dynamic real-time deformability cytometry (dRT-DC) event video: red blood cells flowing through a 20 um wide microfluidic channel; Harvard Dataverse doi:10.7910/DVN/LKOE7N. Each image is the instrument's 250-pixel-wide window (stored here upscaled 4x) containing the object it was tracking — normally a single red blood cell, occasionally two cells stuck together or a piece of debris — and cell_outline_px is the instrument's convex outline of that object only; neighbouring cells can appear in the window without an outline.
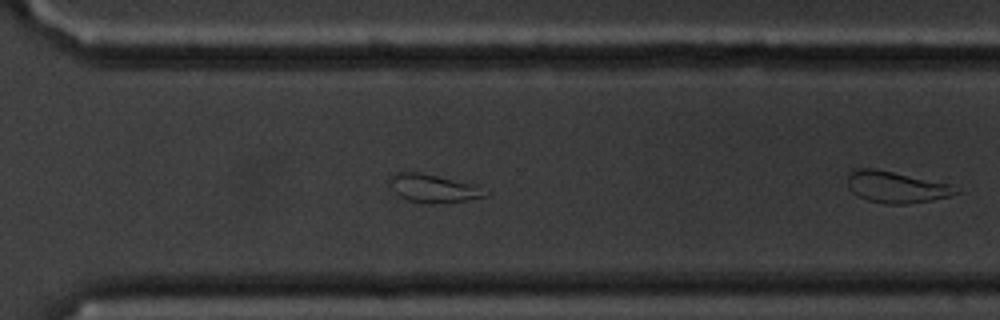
{"species": "common noctule bat (a hibernating species)", "species_latin": "Nyctalus noctula", "temperature_condition": "cold", "stored_images_in_passage": 25, "camera_frame_rate_fps": 3000, "um_per_image_px": 0.085, "animal": {"sex": "male", "body_mass_g": 20.1, "forearm_length_mm": 53.5}, "frame": {"image": 1, "passage_image": 25, "time_ms": 8.0, "image_size_px": [1000, 320], "cell_outline_px": [[960, 192], [948, 196], [932, 200], [904, 204], [888, 204], [868, 200], [852, 192], [848, 188], [848, 172], [860, 168], [876, 168], [952, 184], [960, 188]], "centroid_in_image_um": [76.2, 15.89], "position_along_channel_um": 294.4, "area_um2": 19.94}}